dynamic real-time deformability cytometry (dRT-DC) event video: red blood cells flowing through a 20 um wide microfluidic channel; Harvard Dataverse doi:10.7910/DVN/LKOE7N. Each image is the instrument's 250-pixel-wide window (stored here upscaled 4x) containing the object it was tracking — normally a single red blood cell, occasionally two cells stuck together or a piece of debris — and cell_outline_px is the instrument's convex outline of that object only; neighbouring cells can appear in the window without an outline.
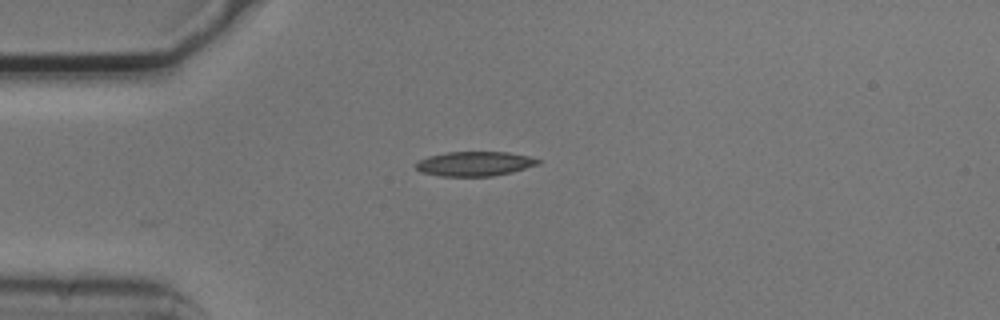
{"species": "common noctule bat (a hibernating species)", "species_latin": "Nyctalus noctula", "temperature_condition": "cold", "stored_images_in_passage": 33, "camera_frame_rate_fps": 3000, "um_per_image_px": 0.085, "animal": {"sex": "male", "body_mass_g": 20.5, "forearm_length_mm": 52.5}, "frame": {"image": 1, "passage_image": 1, "time_ms": 0.0, "image_size_px": [1000, 320], "cell_outline_px": [[540, 164], [512, 172], [492, 176], [440, 176], [420, 172], [416, 168], [416, 164], [420, 160], [428, 156], [448, 152], [508, 152], [528, 156], [540, 160]], "centroid_in_image_um": [40.35, 13.92], "position_along_channel_um": 44.6, "area_um2": 17.4}}
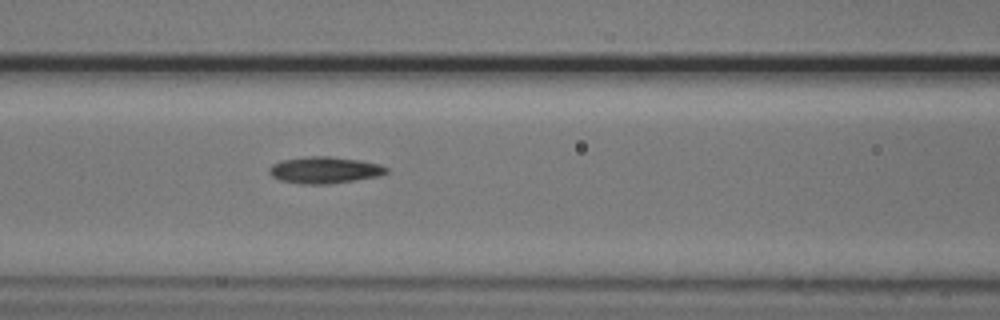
{"frame": {"image": 2, "passage_image": 10, "time_ms": 3.0, "image_size_px": [1000, 320], "cell_outline_px": [[388, 172], [376, 176], [328, 184], [300, 184], [280, 180], [272, 176], [268, 172], [268, 168], [272, 164], [280, 160], [308, 156], [328, 156], [360, 160], [380, 164], [388, 168]], "centroid_in_image_um": [27.53, 14.44], "position_along_channel_um": 139.1, "area_um2": 18.15}}
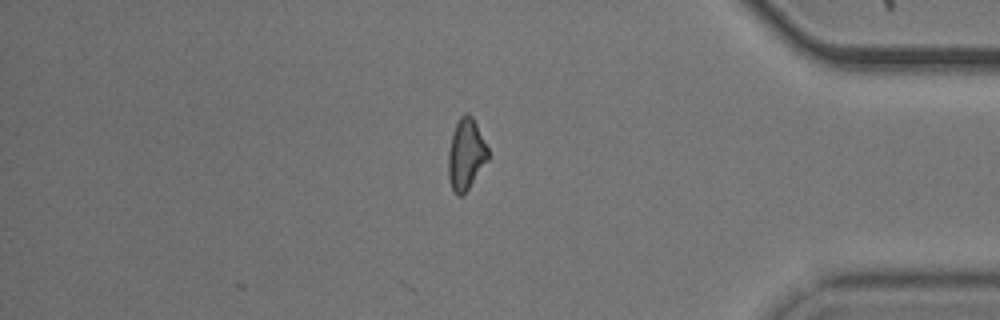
{"frame": {"image": 3, "passage_image": 33, "time_ms": 10.667, "image_size_px": [1000, 320], "cell_outline_px": [[488, 160], [468, 188], [460, 196], [456, 196], [452, 188], [448, 176], [448, 152], [452, 132], [460, 116], [464, 112], [468, 112], [472, 116], [488, 148]], "centroid_in_image_um": [39.59, 13.09], "position_along_channel_um": 395.6, "area_um2": 16.36}, "authors_computed_cell_mechanics": {"area_um2": 17.2244, "velocity_mm_per_s": 3.7256, "shape_relaxation_time_tau1_ms": 7.3612, "shape_relaxation_time_tau2_ms": null, "deformation_change_tau1": 0.1644, "deformation_change_tau2": null}}